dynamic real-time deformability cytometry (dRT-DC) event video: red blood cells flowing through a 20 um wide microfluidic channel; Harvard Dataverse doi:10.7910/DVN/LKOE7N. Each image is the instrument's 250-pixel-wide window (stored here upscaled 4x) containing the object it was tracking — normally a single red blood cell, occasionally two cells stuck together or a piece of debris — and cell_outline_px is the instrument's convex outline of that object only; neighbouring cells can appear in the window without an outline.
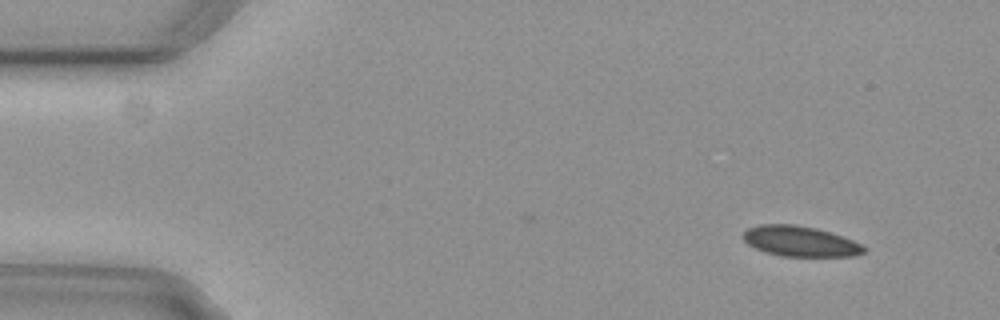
{"species": "common noctule bat (a hibernating species)", "species_latin": "Nyctalus noctula", "temperature_condition": "cold", "stored_images_in_passage": 4, "camera_frame_rate_fps": 3000, "um_per_image_px": 0.085, "animal": {"sex": "female", "body_mass_g": 29.2, "forearm_length_mm": 56.3}, "frame": {"image": 1, "passage_image": 1, "time_ms": 0.0, "image_size_px": [1000, 320], "cell_outline_px": [[868, 248], [864, 252], [852, 256], [780, 256], [764, 252], [748, 244], [744, 240], [744, 232], [748, 228], [760, 224], [796, 224], [816, 228], [852, 240]], "centroid_in_image_um": [67.99, 20.51], "position_along_channel_um": 17.0, "area_um2": 21.21}}
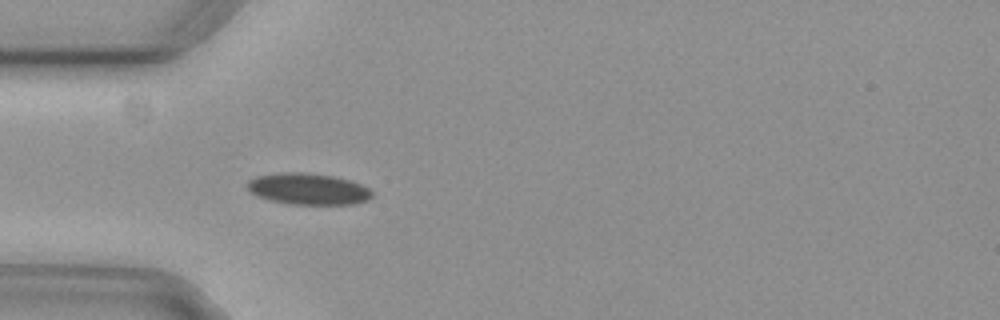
{"frame": {"image": 2, "passage_image": 4, "time_ms": 1.0, "image_size_px": [1000, 320], "cell_outline_px": [[372, 196], [368, 200], [352, 204], [288, 204], [272, 200], [260, 196], [252, 192], [248, 188], [248, 180], [256, 176], [280, 172], [304, 172], [332, 176], [348, 180], [360, 184], [368, 188], [372, 192]], "centroid_in_image_um": [26.2, 16.05], "position_along_channel_um": 58.8, "area_um2": 22.54}}